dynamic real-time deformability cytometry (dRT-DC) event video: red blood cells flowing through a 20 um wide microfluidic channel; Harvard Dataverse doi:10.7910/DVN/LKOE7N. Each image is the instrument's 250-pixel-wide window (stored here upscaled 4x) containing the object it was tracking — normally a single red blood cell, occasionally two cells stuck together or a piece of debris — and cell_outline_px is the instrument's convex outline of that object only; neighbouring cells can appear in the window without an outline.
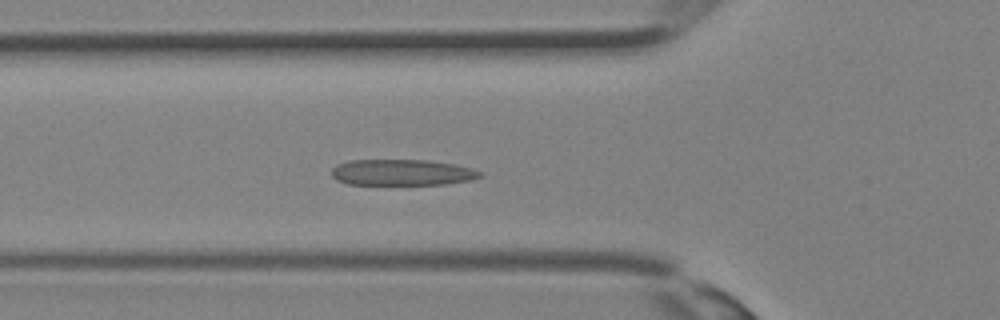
{"species": "Egyptian fruit bat (a non-hibernating species)", "species_latin": "Rousettus aegyptiacus", "temperature_condition": "room temperature", "stored_images_in_passage": 33, "camera_frame_rate_fps": 3000, "um_per_image_px": 0.085, "animal": {"sex": "female"}, "frame": {"image": 1, "passage_image": 11, "time_ms": 3.333, "image_size_px": [1000, 320], "cell_outline_px": [[484, 176], [472, 180], [444, 184], [348, 184], [336, 180], [332, 176], [332, 168], [336, 164], [348, 160], [428, 160], [456, 164], [472, 168], [484, 172]], "centroid_in_image_um": [34.21, 14.65], "position_along_channel_um": 91.6, "area_um2": 22.77}}
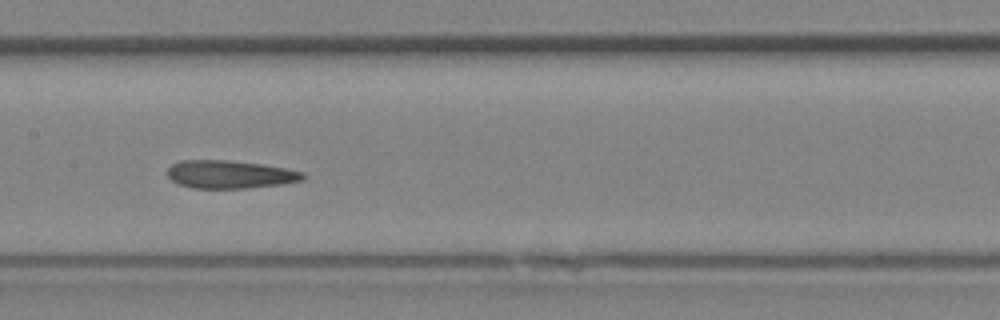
{"frame": {"image": 2, "passage_image": 16, "time_ms": 5.0, "image_size_px": [1000, 320], "cell_outline_px": [[304, 180], [280, 184], [248, 188], [192, 188], [180, 184], [172, 180], [168, 176], [168, 168], [172, 164], [180, 160], [228, 160], [260, 164], [284, 168], [304, 172]], "centroid_in_image_um": [19.53, 14.82], "position_along_channel_um": 187.9, "area_um2": 21.96}}
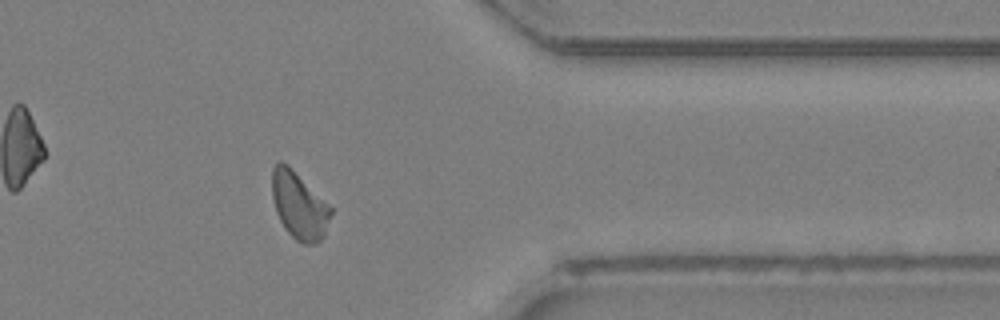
{"frame": {"image": 3, "passage_image": 27, "time_ms": 8.667, "image_size_px": [1000, 320], "cell_outline_px": [[332, 212], [324, 236], [316, 244], [300, 244], [284, 228], [276, 212], [272, 196], [272, 168], [280, 160], [288, 164], [332, 208]], "centroid_in_image_um": [25.41, 17.48], "position_along_channel_um": 386.0, "area_um2": 22.95}}